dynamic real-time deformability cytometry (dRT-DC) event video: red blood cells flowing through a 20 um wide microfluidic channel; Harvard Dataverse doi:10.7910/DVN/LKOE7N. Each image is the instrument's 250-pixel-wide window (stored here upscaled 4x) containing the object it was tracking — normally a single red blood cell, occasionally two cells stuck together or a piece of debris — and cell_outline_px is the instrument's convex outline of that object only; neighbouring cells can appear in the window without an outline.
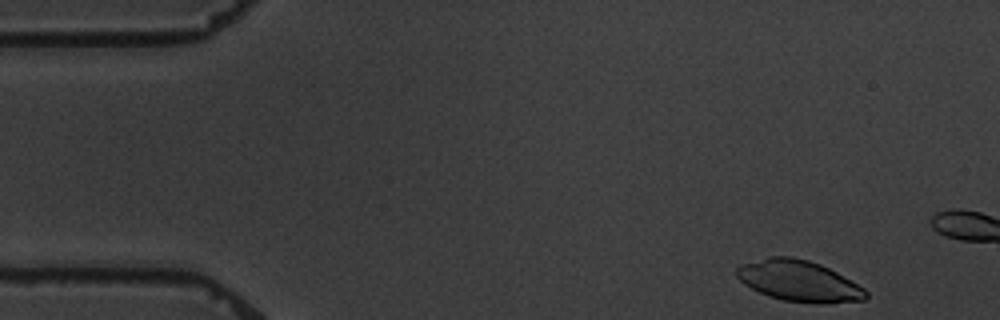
{"species": "common noctule bat (a hibernating species)", "species_latin": "Nyctalus noctula", "temperature_condition": "warm", "stored_images_in_passage": 3, "camera_frame_rate_fps": 3000, "um_per_image_px": 0.085, "animal": {"sex": "male", "body_mass_g": 19.5, "forearm_length_mm": 54.6}, "frame": {"image": 1, "passage_image": 1, "time_ms": 0.0, "image_size_px": [1000, 320], "cell_outline_px": [[868, 296], [864, 300], [828, 304], [816, 304], [784, 300], [768, 296], [744, 284], [736, 276], [736, 268], [740, 264], [768, 256], [792, 256], [808, 260], [820, 264], [836, 272], [864, 288], [868, 292]], "centroid_in_image_um": [67.9, 23.88], "position_along_channel_um": 17.1, "area_um2": 31.04}}